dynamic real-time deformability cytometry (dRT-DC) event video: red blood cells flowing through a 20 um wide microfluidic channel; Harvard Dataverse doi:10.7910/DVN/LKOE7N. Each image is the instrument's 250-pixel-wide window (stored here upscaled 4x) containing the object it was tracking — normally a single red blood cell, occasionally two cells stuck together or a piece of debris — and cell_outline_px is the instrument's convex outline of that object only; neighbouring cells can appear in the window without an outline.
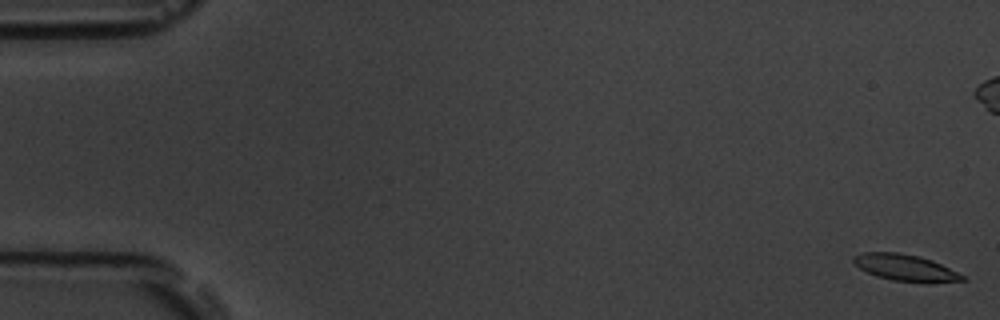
{"species": "common noctule bat (a hibernating species)", "species_latin": "Nyctalus noctula", "temperature_condition": "room temperature", "stored_images_in_passage": 56, "camera_frame_rate_fps": 3000, "um_per_image_px": 0.085, "animal": {"sex": "male", "body_mass_g": 19.5, "forearm_length_mm": 54.6}, "frame": {"image": 1, "passage_image": 1, "time_ms": 0.0, "image_size_px": [1000, 320], "cell_outline_px": [[968, 280], [928, 284], [892, 280], [876, 276], [860, 268], [852, 260], [852, 256], [864, 252], [900, 252], [932, 260], [964, 276]], "centroid_in_image_um": [76.97, 22.77], "position_along_channel_um": 8.0, "area_um2": 16.94}}
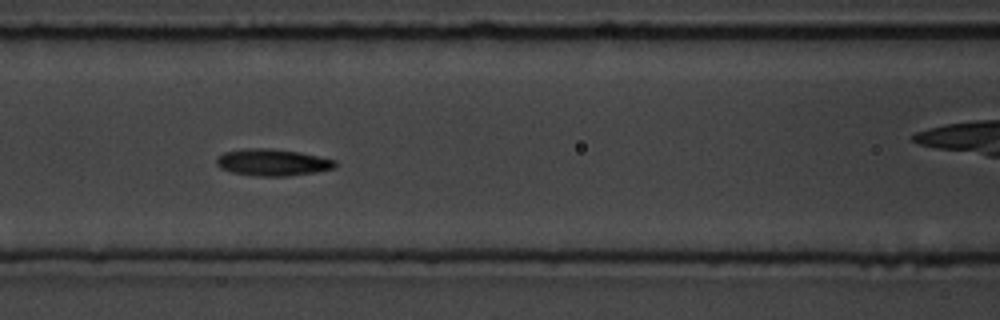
{"frame": {"image": 2, "passage_image": 24, "time_ms": 7.667, "image_size_px": [1000, 320], "cell_outline_px": [[336, 168], [316, 172], [288, 176], [256, 176], [232, 172], [220, 168], [216, 164], [216, 160], [224, 152], [244, 148], [272, 148], [300, 152], [336, 160]], "centroid_in_image_um": [23.18, 13.8], "position_along_channel_um": 143.4, "area_um2": 18.61}}
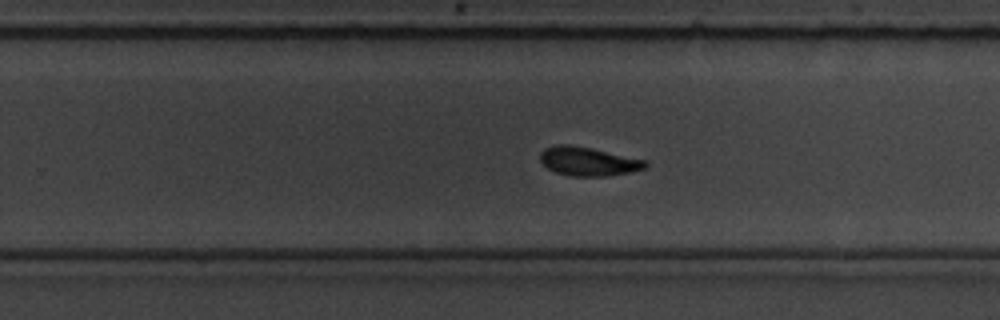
{"frame": {"image": 3, "passage_image": 35, "time_ms": 11.333, "image_size_px": [1000, 320], "cell_outline_px": [[648, 168], [632, 172], [608, 176], [568, 176], [556, 172], [548, 168], [540, 160], [540, 152], [544, 148], [552, 144], [572, 144], [592, 148], [648, 160]], "centroid_in_image_um": [50.03, 13.71], "position_along_channel_um": 279.8, "area_um2": 18.09}, "authors_computed_cell_mechanics": {"area_um2": 17.7157, "velocity_mm_per_s": 3.7401, "shape_relaxation_time_tau1_ms": 3.7239, "shape_relaxation_time_tau2_ms": 3.2182, "deformation_change_tau1": 0.1195, "deformation_change_tau2": 0.097}}